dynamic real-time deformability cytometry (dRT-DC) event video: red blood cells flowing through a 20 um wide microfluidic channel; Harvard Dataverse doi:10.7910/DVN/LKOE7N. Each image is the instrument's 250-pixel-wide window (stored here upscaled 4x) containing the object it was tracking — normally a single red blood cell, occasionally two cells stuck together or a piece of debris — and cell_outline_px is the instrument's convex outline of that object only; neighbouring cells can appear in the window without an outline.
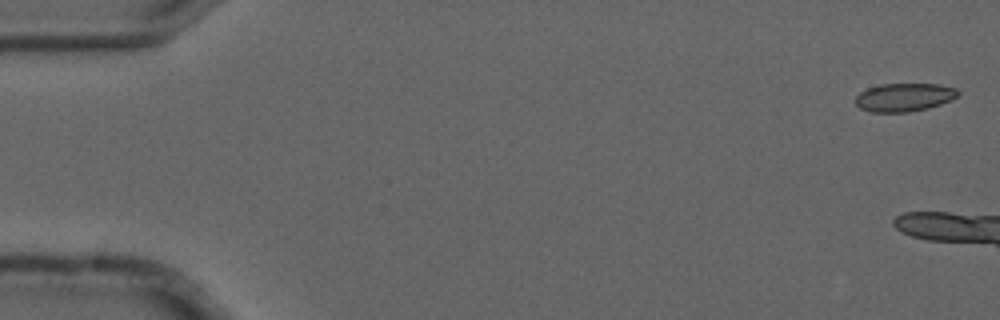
{"species": "common noctule bat (a hibernating species)", "species_latin": "Nyctalus noctula", "temperature_condition": "cold", "stored_images_in_passage": 3, "camera_frame_rate_fps": 3000, "um_per_image_px": 0.085, "animal": {"sex": "male", "forearm_length_mm": 52.5}, "frame": {"image": 1, "passage_image": 1, "time_ms": 0.0, "image_size_px": [1000, 320], "cell_outline_px": [[960, 92], [952, 100], [928, 108], [908, 112], [872, 112], [860, 108], [856, 104], [856, 96], [860, 92], [868, 88], [880, 84], [940, 84], [956, 88]], "centroid_in_image_um": [76.87, 8.26], "position_along_channel_um": 8.1, "area_um2": 16.88}}